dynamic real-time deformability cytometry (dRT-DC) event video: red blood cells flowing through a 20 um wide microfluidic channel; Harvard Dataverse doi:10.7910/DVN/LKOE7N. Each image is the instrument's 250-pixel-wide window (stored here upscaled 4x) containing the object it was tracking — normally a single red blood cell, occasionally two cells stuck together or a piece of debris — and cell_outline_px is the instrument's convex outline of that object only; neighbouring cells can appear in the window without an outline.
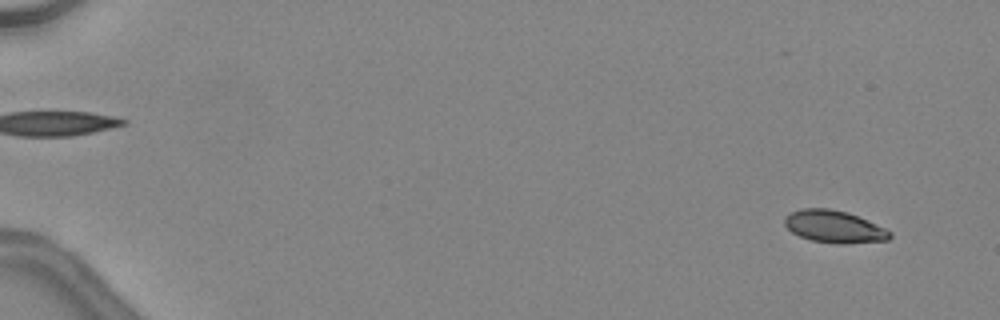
{"species": "common noctule bat (a hibernating species)", "species_latin": "Nyctalus noctula", "temperature_condition": "warm", "stored_images_in_passage": 47, "camera_frame_rate_fps": 3000, "um_per_image_px": 0.085, "animal": {"sex": "female", "body_mass_g": 24.6, "forearm_length_mm": 56.2}, "frame": {"image": 1, "passage_image": 3, "time_ms": 0.667, "image_size_px": [1000, 320], "cell_outline_px": [[892, 236], [888, 240], [844, 244], [836, 244], [808, 240], [792, 232], [784, 224], [784, 220], [792, 212], [804, 208], [828, 208], [848, 212], [884, 228], [892, 232]], "centroid_in_image_um": [70.91, 19.28], "position_along_channel_um": 14.1, "area_um2": 19.71}}
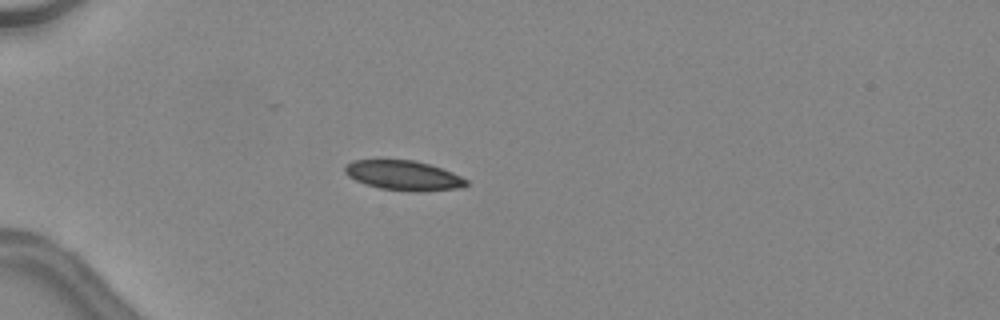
{"frame": {"image": 2, "passage_image": 15, "time_ms": 4.667, "image_size_px": [1000, 320], "cell_outline_px": [[468, 184], [460, 188], [420, 192], [412, 192], [380, 188], [364, 184], [348, 176], [344, 172], [344, 168], [352, 160], [416, 160], [452, 172], [468, 180]], "centroid_in_image_um": [34.3, 14.92], "position_along_channel_um": 50.7, "area_um2": 21.04}}
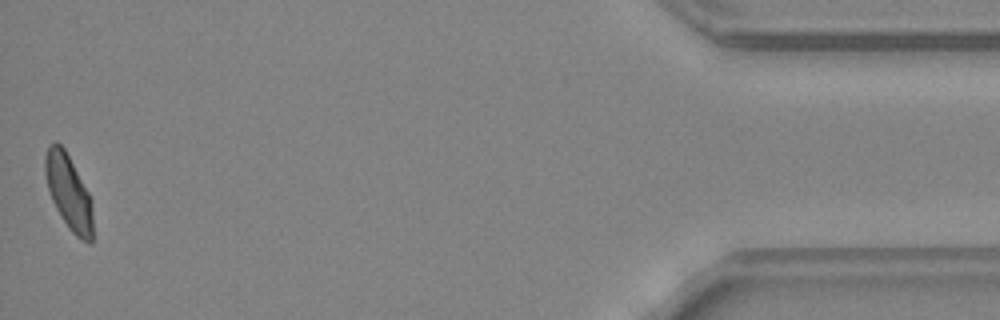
{"frame": {"image": 3, "passage_image": 47, "time_ms": 15.333, "image_size_px": [1000, 320], "cell_outline_px": [[92, 244], [88, 244], [80, 240], [68, 228], [56, 208], [52, 200], [48, 188], [44, 172], [44, 156], [48, 144], [56, 140], [64, 148], [88, 192], [92, 208]], "centroid_in_image_um": [5.81, 16.33], "position_along_channel_um": 429.4, "area_um2": 20.81}, "authors_computed_cell_mechanics": {"area_um2": 21.0392, "velocity_mm_per_s": 4.5599, "shape_relaxation_time_tau1_ms": 6.4654, "shape_relaxation_time_tau2_ms": 1.0232, "deformation_change_tau1": 0.1577, "deformation_change_tau2": 0.058}}